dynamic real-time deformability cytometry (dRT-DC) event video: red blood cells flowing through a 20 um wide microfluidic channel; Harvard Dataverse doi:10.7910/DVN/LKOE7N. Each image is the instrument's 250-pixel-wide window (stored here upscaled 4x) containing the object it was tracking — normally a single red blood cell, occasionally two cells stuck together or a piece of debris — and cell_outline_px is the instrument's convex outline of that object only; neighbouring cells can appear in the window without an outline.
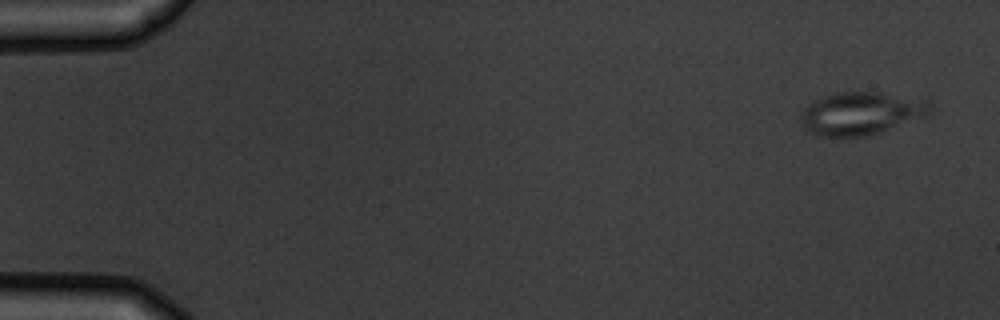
{"species": "common noctule bat (a hibernating species)", "species_latin": "Nyctalus noctula", "temperature_condition": "warm", "stored_images_in_passage": 6, "camera_frame_rate_fps": 3000, "um_per_image_px": 0.085, "animal": {"sex": "male", "body_mass_g": 19.5, "forearm_length_mm": 54.6}, "frame": {"image": 1, "passage_image": 1, "time_ms": 0.0, "image_size_px": [1000, 320], "cell_outline_px": [[932, 112], [928, 116], [864, 136], [820, 136], [812, 132], [804, 124], [800, 116], [804, 108], [808, 104], [824, 96], [836, 92], [880, 92], [928, 100], [932, 108]], "centroid_in_image_um": [73.25, 9.61], "position_along_channel_um": 11.8, "area_um2": 31.85}}